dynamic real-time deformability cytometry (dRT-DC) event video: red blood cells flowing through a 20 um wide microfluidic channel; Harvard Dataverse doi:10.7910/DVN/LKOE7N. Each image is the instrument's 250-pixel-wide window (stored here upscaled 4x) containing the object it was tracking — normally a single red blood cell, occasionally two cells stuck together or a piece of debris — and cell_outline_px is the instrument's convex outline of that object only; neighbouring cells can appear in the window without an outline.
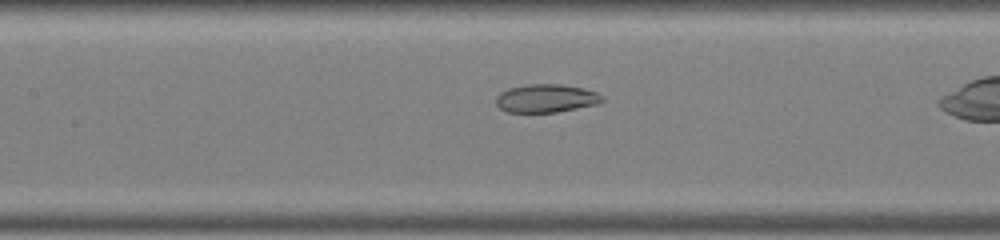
{"species": "common noctule bat (a hibernating species)", "species_latin": "Nyctalus noctula", "temperature_condition": "warm", "stored_images_in_passage": 24, "camera_frame_rate_fps": 3000, "um_per_image_px": 0.085, "animal": {"sex": "male", "body_mass_g": 19.0, "forearm_length_mm": 50.8}, "frame": {"image": 1, "passage_image": 8, "time_ms": 2.333, "image_size_px": [1000, 240], "cell_outline_px": [[604, 100], [596, 104], [556, 112], [508, 112], [500, 108], [496, 104], [496, 96], [500, 92], [508, 88], [528, 84], [560, 84], [584, 88], [596, 92], [604, 96]], "centroid_in_image_um": [46.41, 8.35], "position_along_channel_um": 161.0, "area_um2": 17.46}}
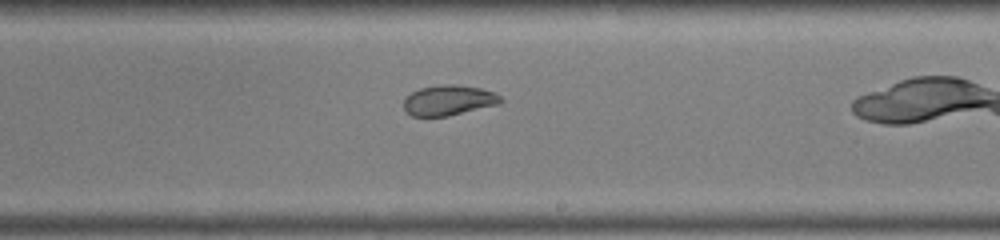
{"frame": {"image": 2, "passage_image": 14, "time_ms": 4.333, "image_size_px": [1000, 240], "cell_outline_px": [[504, 100], [500, 104], [448, 116], [412, 116], [404, 108], [404, 100], [412, 92], [420, 88], [444, 84], [456, 84], [480, 88], [496, 92]], "centroid_in_image_um": [38.19, 8.52], "position_along_channel_um": 250.8, "area_um2": 17.11}}
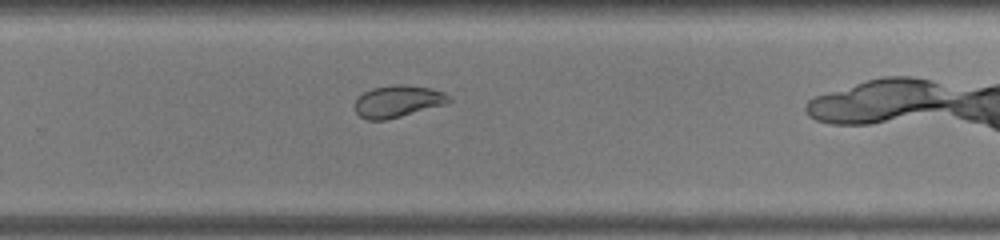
{"frame": {"image": 3, "passage_image": 17, "time_ms": 5.333, "image_size_px": [1000, 240], "cell_outline_px": [[452, 100], [448, 104], [384, 120], [368, 120], [360, 116], [356, 112], [356, 100], [364, 92], [372, 88], [392, 84], [404, 84], [428, 88], [444, 92], [452, 96]], "centroid_in_image_um": [33.86, 8.6], "position_along_channel_um": 295.9, "area_um2": 17.51}}